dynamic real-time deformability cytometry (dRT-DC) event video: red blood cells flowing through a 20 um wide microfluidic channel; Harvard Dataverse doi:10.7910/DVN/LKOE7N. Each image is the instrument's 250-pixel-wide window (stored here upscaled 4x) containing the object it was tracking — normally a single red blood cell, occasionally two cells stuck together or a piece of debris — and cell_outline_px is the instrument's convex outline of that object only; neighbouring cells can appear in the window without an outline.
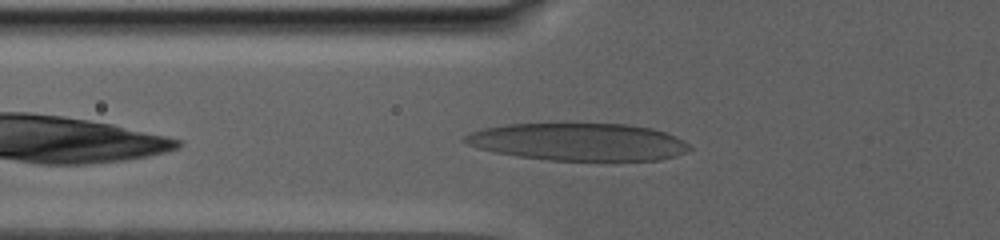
{"species": "human", "species_latin": "Homo sapiens", "temperature_condition": "warm", "stored_images_in_passage": 29, "camera_frame_rate_fps": 3000, "um_per_image_px": 0.085, "donor": {"sex": "male"}, "frame": {"image": 1, "passage_image": 3, "time_ms": 1.667, "image_size_px": [1000, 240], "cell_outline_px": [[692, 148], [676, 156], [660, 160], [548, 160], [516, 156], [496, 152], [480, 148], [468, 144], [460, 140], [460, 136], [468, 132], [480, 128], [504, 124], [624, 124], [652, 128], [664, 132], [688, 144]], "centroid_in_image_um": [49.07, 12.05], "position_along_channel_um": 76.7, "area_um2": 49.01}}
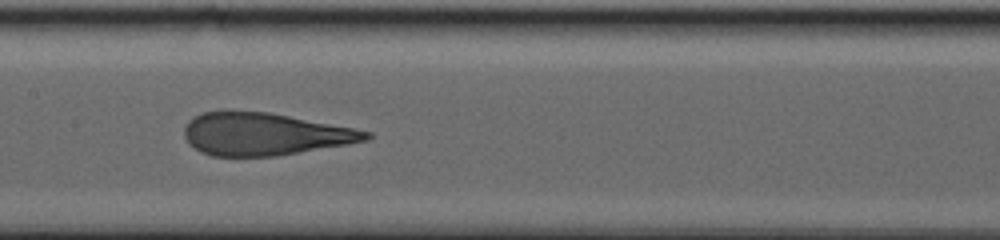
{"frame": {"image": 2, "passage_image": 8, "time_ms": 5.667, "image_size_px": [1000, 240], "cell_outline_px": [[372, 136], [368, 140], [348, 144], [276, 156], [212, 156], [200, 152], [188, 144], [184, 136], [184, 128], [188, 120], [192, 116], [204, 112], [224, 108], [228, 108], [268, 112], [352, 128], [372, 132]], "centroid_in_image_um": [22.39, 11.37], "position_along_channel_um": 185.0, "area_um2": 45.6}}
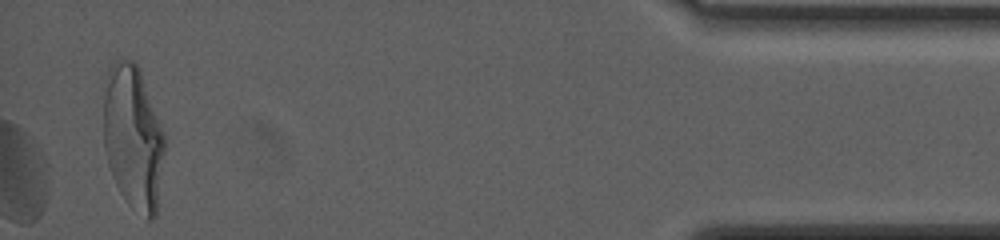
{"frame": {"image": 3, "passage_image": 29, "time_ms": 16.667, "image_size_px": [1000, 240], "cell_outline_px": [[164, 152], [156, 216], [152, 220], [148, 220], [128, 204], [120, 192], [112, 176], [108, 164], [104, 148], [104, 96], [108, 72], [112, 64], [120, 56], [132, 60], [140, 68], [164, 132]], "centroid_in_image_um": [11.32, 11.67], "position_along_channel_um": 423.9, "area_um2": 51.5}}